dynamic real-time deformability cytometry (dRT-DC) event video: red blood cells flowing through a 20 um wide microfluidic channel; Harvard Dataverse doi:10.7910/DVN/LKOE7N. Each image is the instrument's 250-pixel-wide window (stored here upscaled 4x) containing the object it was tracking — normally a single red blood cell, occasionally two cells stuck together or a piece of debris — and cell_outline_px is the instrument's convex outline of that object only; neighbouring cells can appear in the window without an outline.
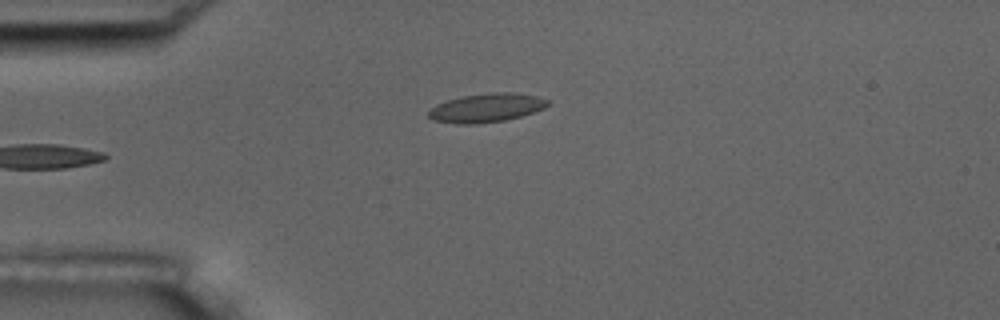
{"species": "common noctule bat (a hibernating species)", "species_latin": "Nyctalus noctula", "temperature_condition": "room temperature", "stored_images_in_passage": 6, "camera_frame_rate_fps": 3000, "um_per_image_px": 0.085, "animal": {"sex": "male", "body_mass_g": 17.5, "forearm_length_mm": 52.3}, "frame": {"image": 1, "passage_image": 6, "time_ms": 6.0, "image_size_px": [1000, 320], "cell_outline_px": [[548, 104], [544, 108], [520, 116], [504, 120], [476, 124], [456, 124], [432, 120], [428, 116], [428, 112], [436, 104], [448, 100], [464, 96], [488, 92], [512, 92], [536, 96], [548, 100]], "centroid_in_image_um": [41.31, 9.16], "position_along_channel_um": 43.7, "area_um2": 19.83}}